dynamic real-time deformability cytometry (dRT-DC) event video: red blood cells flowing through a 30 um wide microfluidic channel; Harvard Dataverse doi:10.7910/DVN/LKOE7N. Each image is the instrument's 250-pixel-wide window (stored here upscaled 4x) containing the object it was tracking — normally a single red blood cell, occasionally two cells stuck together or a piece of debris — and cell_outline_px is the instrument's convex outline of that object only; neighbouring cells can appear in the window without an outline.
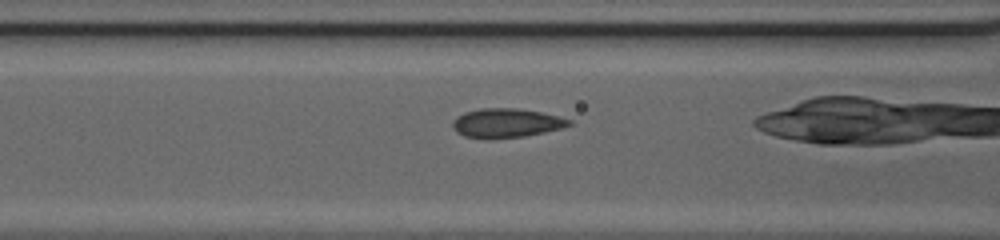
{"species": "common noctule bat (a hibernating species)", "species_latin": "Nyctalus noctula", "temperature_condition": "cold", "stored_images_in_passage": 27, "camera_frame_rate_fps": 3000, "um_per_image_px": 0.085, "animal": {"sex": "female", "body_mass_g": 20.0, "forearm_length_mm": 54.0}, "frame": {"image": 1, "passage_image": 7, "time_ms": 2.0, "image_size_px": [1000, 240], "cell_outline_px": [[572, 124], [560, 128], [544, 132], [524, 136], [484, 140], [464, 136], [456, 132], [452, 128], [452, 124], [456, 116], [464, 112], [480, 108], [516, 108], [540, 112], [572, 120]], "centroid_in_image_um": [42.96, 10.47], "position_along_channel_um": 123.6, "area_um2": 19.88}}
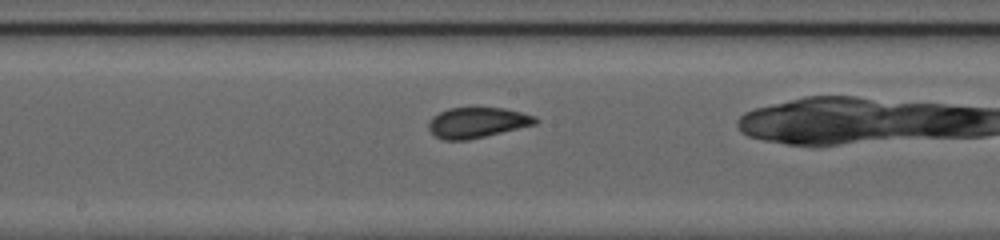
{"frame": {"image": 2, "passage_image": 13, "time_ms": 4.0, "image_size_px": [1000, 240], "cell_outline_px": [[540, 120], [536, 124], [468, 140], [444, 140], [436, 136], [428, 128], [428, 120], [432, 116], [448, 108], [504, 108], [536, 116]], "centroid_in_image_um": [40.55, 10.41], "position_along_channel_um": 207.6, "area_um2": 18.9}}
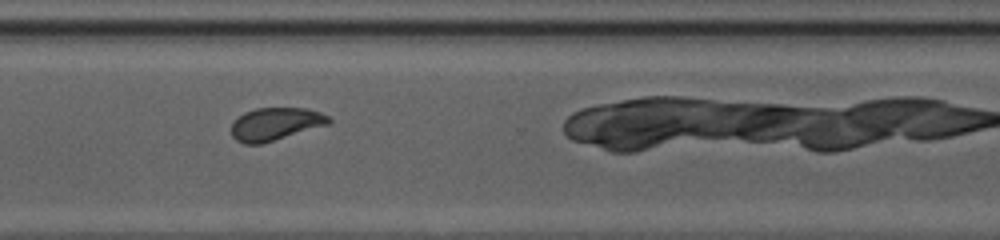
{"frame": {"image": 3, "passage_image": 23, "time_ms": 7.333, "image_size_px": [1000, 240], "cell_outline_px": [[332, 120], [328, 124], [260, 144], [244, 144], [236, 140], [232, 136], [232, 124], [244, 112], [256, 108], [308, 108], [320, 112], [328, 116]], "centroid_in_image_um": [23.41, 10.53], "position_along_channel_um": 347.2, "area_um2": 18.32}}